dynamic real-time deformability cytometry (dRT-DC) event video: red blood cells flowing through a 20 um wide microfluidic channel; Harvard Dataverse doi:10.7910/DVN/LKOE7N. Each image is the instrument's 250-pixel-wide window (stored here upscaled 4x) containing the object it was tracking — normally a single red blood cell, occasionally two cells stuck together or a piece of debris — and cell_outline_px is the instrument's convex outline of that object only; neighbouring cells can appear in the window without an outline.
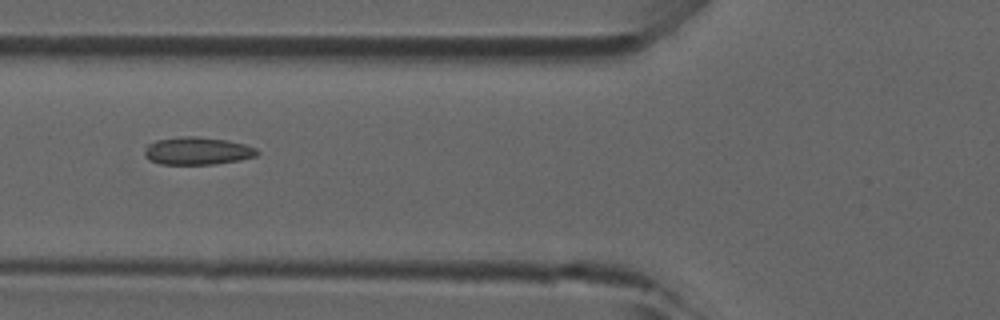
{"species": "common noctule bat (a hibernating species)", "species_latin": "Nyctalus noctula", "temperature_condition": "room temperature", "stored_images_in_passage": 26, "camera_frame_rate_fps": 3000, "um_per_image_px": 0.085, "animal": {"sex": "male", "forearm_length_mm": 52.5}, "frame": {"image": 1, "passage_image": 5, "time_ms": 1.333, "image_size_px": [1000, 320], "cell_outline_px": [[260, 152], [256, 156], [240, 160], [216, 164], [160, 164], [148, 160], [144, 156], [144, 148], [148, 144], [156, 140], [184, 136], [196, 136], [228, 140], [244, 144], [256, 148]], "centroid_in_image_um": [16.76, 12.83], "position_along_channel_um": 109.0, "area_um2": 18.32}}
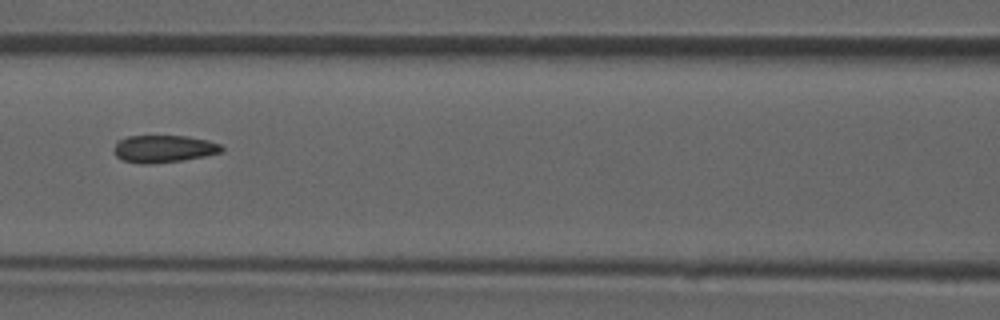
{"frame": {"image": 2, "passage_image": 8, "time_ms": 2.333, "image_size_px": [1000, 320], "cell_outline_px": [[224, 152], [184, 160], [152, 164], [140, 164], [124, 160], [116, 156], [112, 148], [116, 140], [128, 136], [188, 136], [208, 140], [220, 144], [224, 148]], "centroid_in_image_um": [13.9, 12.65], "position_along_channel_um": 152.7, "area_um2": 17.46}}